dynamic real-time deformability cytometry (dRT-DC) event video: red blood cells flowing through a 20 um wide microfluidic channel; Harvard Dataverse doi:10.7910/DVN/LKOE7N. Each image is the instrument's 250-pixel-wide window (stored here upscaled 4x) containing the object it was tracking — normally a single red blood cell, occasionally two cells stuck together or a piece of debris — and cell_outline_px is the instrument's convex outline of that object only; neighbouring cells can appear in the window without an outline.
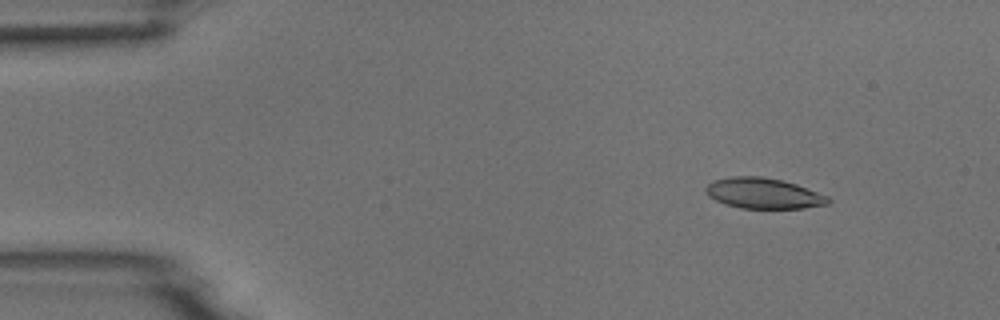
{"species": "common noctule bat (a hibernating species)", "species_latin": "Nyctalus noctula", "temperature_condition": "room temperature", "stored_images_in_passage": 6, "camera_frame_rate_fps": 3000, "um_per_image_px": 0.085, "animal": {"sex": "male", "body_mass_g": 18.8}, "frame": {"image": 1, "passage_image": 1, "time_ms": 0.0, "image_size_px": [1000, 320], "cell_outline_px": [[832, 200], [828, 204], [804, 208], [740, 208], [724, 204], [708, 196], [704, 192], [704, 188], [712, 180], [732, 176], [760, 176], [780, 180], [796, 184], [828, 196]], "centroid_in_image_um": [64.86, 16.43], "position_along_channel_um": 20.1, "area_um2": 21.91}}
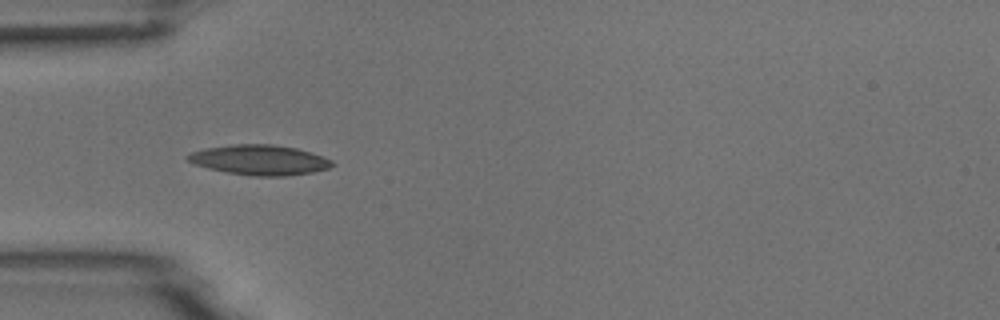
{"frame": {"image": 2, "passage_image": 4, "time_ms": 3.333, "image_size_px": [1000, 320], "cell_outline_px": [[336, 164], [328, 168], [312, 172], [288, 176], [252, 176], [228, 172], [208, 168], [196, 164], [188, 160], [184, 156], [192, 152], [208, 148], [232, 144], [272, 144], [296, 148], [312, 152], [332, 160]], "centroid_in_image_um": [22.1, 13.59], "position_along_channel_um": 62.9, "area_um2": 25.2}}